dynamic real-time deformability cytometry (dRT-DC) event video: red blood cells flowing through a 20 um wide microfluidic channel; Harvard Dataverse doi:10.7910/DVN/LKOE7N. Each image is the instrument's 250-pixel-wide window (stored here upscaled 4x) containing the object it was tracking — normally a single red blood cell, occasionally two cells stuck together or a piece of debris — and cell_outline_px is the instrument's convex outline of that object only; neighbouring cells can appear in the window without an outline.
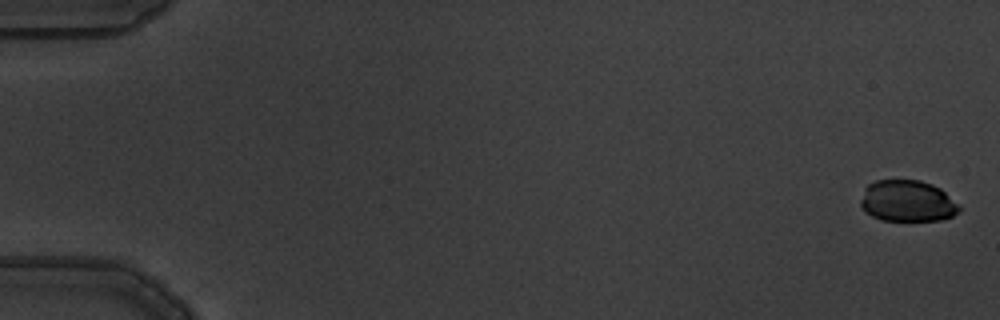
{"species": "common noctule bat (a hibernating species)", "species_latin": "Nyctalus noctula", "temperature_condition": "warm", "stored_images_in_passage": 6, "camera_frame_rate_fps": 3000, "um_per_image_px": 0.085, "animal": {"sex": "male", "body_mass_g": 19.5, "forearm_length_mm": 54.6}, "frame": {"image": 1, "passage_image": 1, "time_ms": 0.0, "image_size_px": [1000, 320], "cell_outline_px": [[960, 208], [952, 216], [940, 220], [880, 220], [864, 212], [860, 204], [860, 200], [864, 188], [868, 184], [876, 180], [920, 180], [932, 184], [940, 188], [960, 204]], "centroid_in_image_um": [77.1, 17.08], "position_along_channel_um": 7.9, "area_um2": 23.93}}
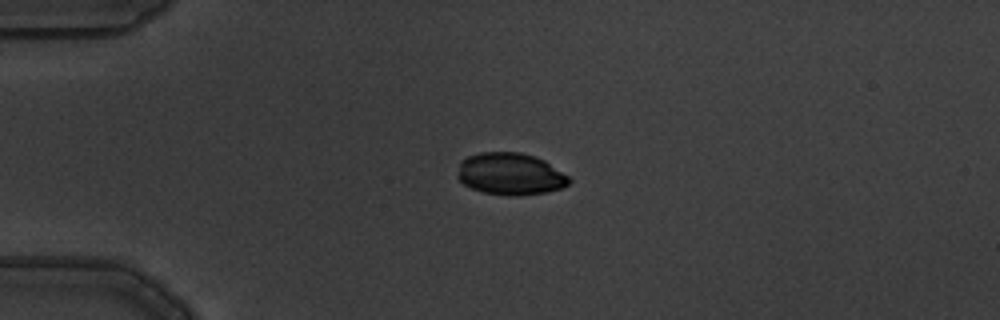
{"frame": {"image": 2, "passage_image": 5, "time_ms": 1.333, "image_size_px": [1000, 320], "cell_outline_px": [[572, 180], [568, 184], [560, 188], [544, 192], [516, 196], [512, 196], [484, 192], [472, 188], [464, 184], [456, 176], [460, 160], [468, 156], [480, 152], [520, 152], [536, 156], [544, 160], [568, 176]], "centroid_in_image_um": [43.35, 14.77], "position_along_channel_um": 41.6, "area_um2": 27.28}}